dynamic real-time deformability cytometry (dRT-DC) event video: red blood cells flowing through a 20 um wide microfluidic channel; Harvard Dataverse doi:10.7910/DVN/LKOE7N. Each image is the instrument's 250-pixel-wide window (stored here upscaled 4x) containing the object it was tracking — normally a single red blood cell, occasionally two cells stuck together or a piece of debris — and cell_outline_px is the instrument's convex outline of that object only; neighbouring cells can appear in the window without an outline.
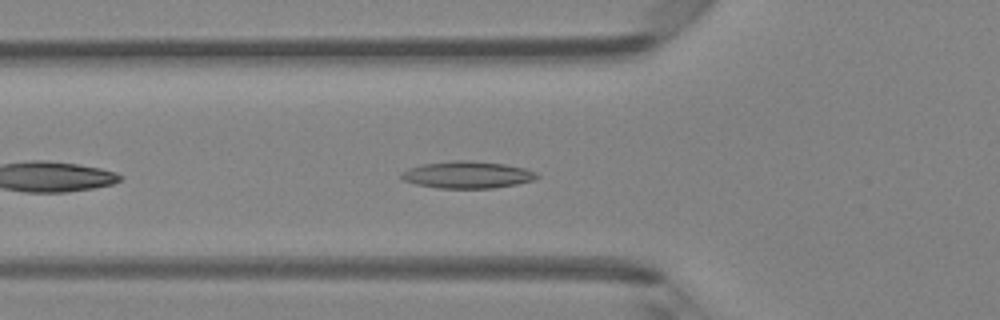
{"species": "Egyptian fruit bat (a non-hibernating species)", "species_latin": "Rousettus aegyptiacus", "temperature_condition": "room temperature", "stored_images_in_passage": 36, "camera_frame_rate_fps": 3000, "um_per_image_px": 0.085, "animal": {"sex": "female"}, "frame": {"image": 1, "passage_image": 5, "time_ms": 1.333, "image_size_px": [1000, 320], "cell_outline_px": [[540, 176], [536, 180], [516, 184], [492, 188], [440, 188], [416, 184], [404, 180], [400, 176], [408, 168], [424, 164], [456, 160], [472, 160], [504, 164], [524, 168], [536, 172]], "centroid_in_image_um": [39.77, 14.85], "position_along_channel_um": 86.0, "area_um2": 21.21}}
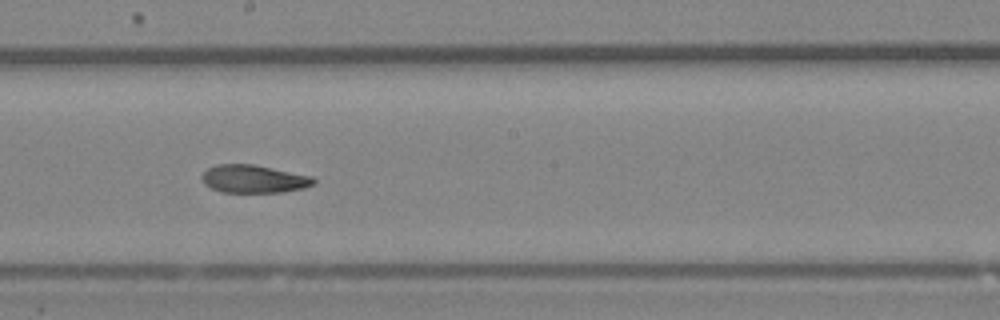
{"frame": {"image": 2, "passage_image": 15, "time_ms": 4.667, "image_size_px": [1000, 320], "cell_outline_px": [[316, 184], [304, 188], [284, 192], [220, 192], [204, 184], [200, 176], [208, 168], [216, 164], [252, 164], [312, 176], [316, 180]], "centroid_in_image_um": [21.57, 15.21], "position_along_channel_um": 226.6, "area_um2": 18.26}}
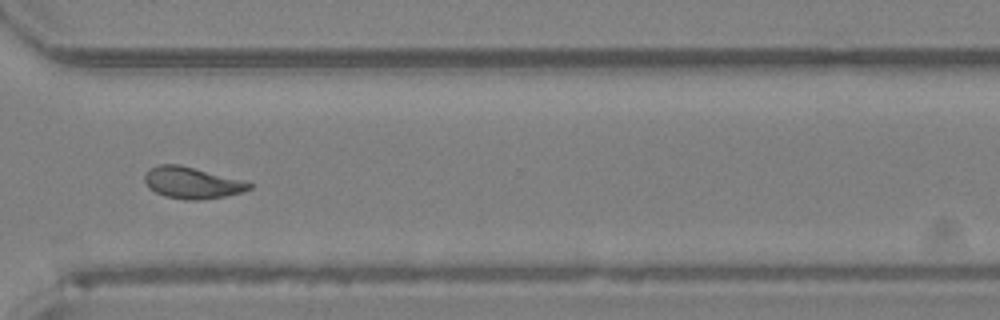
{"frame": {"image": 3, "passage_image": 24, "time_ms": 7.667, "image_size_px": [1000, 320], "cell_outline_px": [[252, 188], [244, 192], [224, 196], [200, 200], [184, 200], [164, 196], [148, 188], [144, 180], [144, 176], [152, 168], [160, 164], [180, 164], [244, 180], [252, 184]], "centroid_in_image_um": [16.34, 15.54], "position_along_channel_um": 354.3, "area_um2": 19.31}, "authors_computed_cell_mechanics": {"area_um2": 18.8428, "velocity_mm_per_s": 4.2331, "shape_relaxation_time_tau1_ms": 9.8438, "shape_relaxation_time_tau2_ms": 2.6039, "deformation_change_tau1": 0.2817, "deformation_change_tau2": 0.0962}}